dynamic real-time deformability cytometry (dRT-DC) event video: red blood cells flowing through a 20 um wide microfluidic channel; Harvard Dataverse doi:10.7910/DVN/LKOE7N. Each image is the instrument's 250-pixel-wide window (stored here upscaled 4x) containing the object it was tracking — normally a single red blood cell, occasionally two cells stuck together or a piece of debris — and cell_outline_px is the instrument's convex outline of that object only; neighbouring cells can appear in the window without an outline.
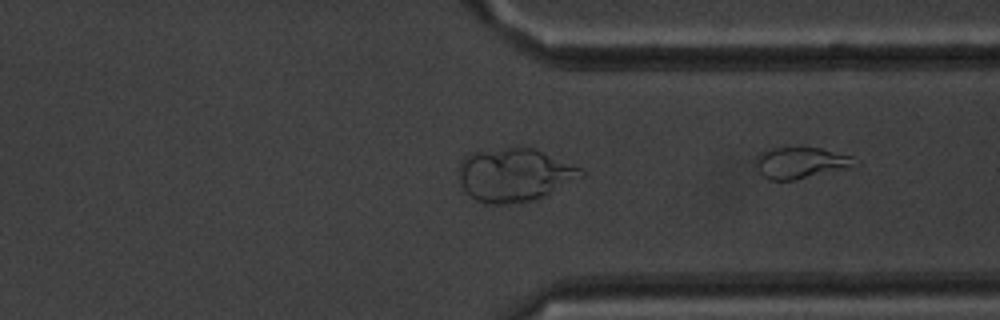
{"species": "common noctule bat (a hibernating species)", "species_latin": "Nyctalus noctula", "temperature_condition": "warm", "stored_images_in_passage": 44, "camera_frame_rate_fps": 3000, "um_per_image_px": 0.085, "animal": {"sex": "male", "body_mass_g": 20.1, "forearm_length_mm": 53.5}, "frame": {"image": 1, "passage_image": 44, "time_ms": 14.333, "image_size_px": [1000, 320], "cell_outline_px": [[860, 164], [852, 168], [796, 180], [768, 180], [760, 172], [756, 164], [756, 156], [772, 148], [820, 148], [852, 156]], "centroid_in_image_um": [68.14, 13.86], "position_along_channel_um": 343.3, "area_um2": 18.15}}